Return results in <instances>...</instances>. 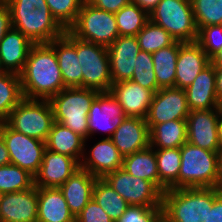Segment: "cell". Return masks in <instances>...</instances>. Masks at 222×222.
<instances>
[{
    "label": "cell",
    "mask_w": 222,
    "mask_h": 222,
    "mask_svg": "<svg viewBox=\"0 0 222 222\" xmlns=\"http://www.w3.org/2000/svg\"><path fill=\"white\" fill-rule=\"evenodd\" d=\"M23 97L49 100L66 88L57 55L49 43L33 44L20 74Z\"/></svg>",
    "instance_id": "1"
},
{
    "label": "cell",
    "mask_w": 222,
    "mask_h": 222,
    "mask_svg": "<svg viewBox=\"0 0 222 222\" xmlns=\"http://www.w3.org/2000/svg\"><path fill=\"white\" fill-rule=\"evenodd\" d=\"M11 14L12 28L34 44L50 43L65 30L53 18L45 0H3Z\"/></svg>",
    "instance_id": "2"
},
{
    "label": "cell",
    "mask_w": 222,
    "mask_h": 222,
    "mask_svg": "<svg viewBox=\"0 0 222 222\" xmlns=\"http://www.w3.org/2000/svg\"><path fill=\"white\" fill-rule=\"evenodd\" d=\"M219 195L215 188L167 189L163 193L162 215L169 222H204Z\"/></svg>",
    "instance_id": "3"
},
{
    "label": "cell",
    "mask_w": 222,
    "mask_h": 222,
    "mask_svg": "<svg viewBox=\"0 0 222 222\" xmlns=\"http://www.w3.org/2000/svg\"><path fill=\"white\" fill-rule=\"evenodd\" d=\"M98 93L96 90L87 88H64L49 99L54 121L70 128L88 141V113Z\"/></svg>",
    "instance_id": "4"
},
{
    "label": "cell",
    "mask_w": 222,
    "mask_h": 222,
    "mask_svg": "<svg viewBox=\"0 0 222 222\" xmlns=\"http://www.w3.org/2000/svg\"><path fill=\"white\" fill-rule=\"evenodd\" d=\"M180 154L178 189L215 187L218 152L186 142L180 147Z\"/></svg>",
    "instance_id": "5"
},
{
    "label": "cell",
    "mask_w": 222,
    "mask_h": 222,
    "mask_svg": "<svg viewBox=\"0 0 222 222\" xmlns=\"http://www.w3.org/2000/svg\"><path fill=\"white\" fill-rule=\"evenodd\" d=\"M11 129L46 142L54 123L49 100L23 98L4 121Z\"/></svg>",
    "instance_id": "6"
},
{
    "label": "cell",
    "mask_w": 222,
    "mask_h": 222,
    "mask_svg": "<svg viewBox=\"0 0 222 222\" xmlns=\"http://www.w3.org/2000/svg\"><path fill=\"white\" fill-rule=\"evenodd\" d=\"M149 20L176 41L195 42L198 38L191 0H161L149 14Z\"/></svg>",
    "instance_id": "7"
},
{
    "label": "cell",
    "mask_w": 222,
    "mask_h": 222,
    "mask_svg": "<svg viewBox=\"0 0 222 222\" xmlns=\"http://www.w3.org/2000/svg\"><path fill=\"white\" fill-rule=\"evenodd\" d=\"M68 31L78 39L106 47L119 37L114 13L95 8L87 0Z\"/></svg>",
    "instance_id": "8"
},
{
    "label": "cell",
    "mask_w": 222,
    "mask_h": 222,
    "mask_svg": "<svg viewBox=\"0 0 222 222\" xmlns=\"http://www.w3.org/2000/svg\"><path fill=\"white\" fill-rule=\"evenodd\" d=\"M76 51L82 69V88L109 92L112 79L107 47L76 37Z\"/></svg>",
    "instance_id": "9"
},
{
    "label": "cell",
    "mask_w": 222,
    "mask_h": 222,
    "mask_svg": "<svg viewBox=\"0 0 222 222\" xmlns=\"http://www.w3.org/2000/svg\"><path fill=\"white\" fill-rule=\"evenodd\" d=\"M104 179L129 205L162 207L163 192L153 183L119 168Z\"/></svg>",
    "instance_id": "10"
},
{
    "label": "cell",
    "mask_w": 222,
    "mask_h": 222,
    "mask_svg": "<svg viewBox=\"0 0 222 222\" xmlns=\"http://www.w3.org/2000/svg\"><path fill=\"white\" fill-rule=\"evenodd\" d=\"M0 135L9 151L10 164L35 176L43 159L46 142L16 132L5 122H0Z\"/></svg>",
    "instance_id": "11"
},
{
    "label": "cell",
    "mask_w": 222,
    "mask_h": 222,
    "mask_svg": "<svg viewBox=\"0 0 222 222\" xmlns=\"http://www.w3.org/2000/svg\"><path fill=\"white\" fill-rule=\"evenodd\" d=\"M189 113L185 89L161 88L154 93L146 123L150 129L155 124L171 120H186Z\"/></svg>",
    "instance_id": "12"
},
{
    "label": "cell",
    "mask_w": 222,
    "mask_h": 222,
    "mask_svg": "<svg viewBox=\"0 0 222 222\" xmlns=\"http://www.w3.org/2000/svg\"><path fill=\"white\" fill-rule=\"evenodd\" d=\"M220 108L190 111L187 122V142L200 148L218 152V123Z\"/></svg>",
    "instance_id": "13"
},
{
    "label": "cell",
    "mask_w": 222,
    "mask_h": 222,
    "mask_svg": "<svg viewBox=\"0 0 222 222\" xmlns=\"http://www.w3.org/2000/svg\"><path fill=\"white\" fill-rule=\"evenodd\" d=\"M126 117L123 107L110 92L98 93L88 113L89 136L101 130L111 138Z\"/></svg>",
    "instance_id": "14"
},
{
    "label": "cell",
    "mask_w": 222,
    "mask_h": 222,
    "mask_svg": "<svg viewBox=\"0 0 222 222\" xmlns=\"http://www.w3.org/2000/svg\"><path fill=\"white\" fill-rule=\"evenodd\" d=\"M79 168L80 164L74 158L45 149L39 171L34 176V185L59 188Z\"/></svg>",
    "instance_id": "15"
},
{
    "label": "cell",
    "mask_w": 222,
    "mask_h": 222,
    "mask_svg": "<svg viewBox=\"0 0 222 222\" xmlns=\"http://www.w3.org/2000/svg\"><path fill=\"white\" fill-rule=\"evenodd\" d=\"M107 49L112 83L131 80L140 51L136 36H119Z\"/></svg>",
    "instance_id": "16"
},
{
    "label": "cell",
    "mask_w": 222,
    "mask_h": 222,
    "mask_svg": "<svg viewBox=\"0 0 222 222\" xmlns=\"http://www.w3.org/2000/svg\"><path fill=\"white\" fill-rule=\"evenodd\" d=\"M37 187L4 193L0 204V222H37Z\"/></svg>",
    "instance_id": "17"
},
{
    "label": "cell",
    "mask_w": 222,
    "mask_h": 222,
    "mask_svg": "<svg viewBox=\"0 0 222 222\" xmlns=\"http://www.w3.org/2000/svg\"><path fill=\"white\" fill-rule=\"evenodd\" d=\"M88 153L89 155L83 154L80 168L96 178H104L107 174L122 168L123 156L111 138H103L93 145Z\"/></svg>",
    "instance_id": "18"
},
{
    "label": "cell",
    "mask_w": 222,
    "mask_h": 222,
    "mask_svg": "<svg viewBox=\"0 0 222 222\" xmlns=\"http://www.w3.org/2000/svg\"><path fill=\"white\" fill-rule=\"evenodd\" d=\"M123 107L127 117L146 119L154 92L131 80L112 83L109 91Z\"/></svg>",
    "instance_id": "19"
},
{
    "label": "cell",
    "mask_w": 222,
    "mask_h": 222,
    "mask_svg": "<svg viewBox=\"0 0 222 222\" xmlns=\"http://www.w3.org/2000/svg\"><path fill=\"white\" fill-rule=\"evenodd\" d=\"M210 63L211 59L196 41L182 43L177 56L175 87L186 89Z\"/></svg>",
    "instance_id": "20"
},
{
    "label": "cell",
    "mask_w": 222,
    "mask_h": 222,
    "mask_svg": "<svg viewBox=\"0 0 222 222\" xmlns=\"http://www.w3.org/2000/svg\"><path fill=\"white\" fill-rule=\"evenodd\" d=\"M120 154L125 157L150 146V132L146 119L126 117L111 137Z\"/></svg>",
    "instance_id": "21"
},
{
    "label": "cell",
    "mask_w": 222,
    "mask_h": 222,
    "mask_svg": "<svg viewBox=\"0 0 222 222\" xmlns=\"http://www.w3.org/2000/svg\"><path fill=\"white\" fill-rule=\"evenodd\" d=\"M56 52L62 79L66 88H82V69L76 51V37L68 30L49 43Z\"/></svg>",
    "instance_id": "22"
},
{
    "label": "cell",
    "mask_w": 222,
    "mask_h": 222,
    "mask_svg": "<svg viewBox=\"0 0 222 222\" xmlns=\"http://www.w3.org/2000/svg\"><path fill=\"white\" fill-rule=\"evenodd\" d=\"M190 111L219 108L216 93L215 65L211 62L205 67L192 84L185 89Z\"/></svg>",
    "instance_id": "23"
},
{
    "label": "cell",
    "mask_w": 222,
    "mask_h": 222,
    "mask_svg": "<svg viewBox=\"0 0 222 222\" xmlns=\"http://www.w3.org/2000/svg\"><path fill=\"white\" fill-rule=\"evenodd\" d=\"M33 44L21 31L11 28L0 41V61L4 71L20 75Z\"/></svg>",
    "instance_id": "24"
},
{
    "label": "cell",
    "mask_w": 222,
    "mask_h": 222,
    "mask_svg": "<svg viewBox=\"0 0 222 222\" xmlns=\"http://www.w3.org/2000/svg\"><path fill=\"white\" fill-rule=\"evenodd\" d=\"M96 179L85 169L79 168L59 187L75 218L92 199Z\"/></svg>",
    "instance_id": "25"
},
{
    "label": "cell",
    "mask_w": 222,
    "mask_h": 222,
    "mask_svg": "<svg viewBox=\"0 0 222 222\" xmlns=\"http://www.w3.org/2000/svg\"><path fill=\"white\" fill-rule=\"evenodd\" d=\"M37 222H75L62 191L57 187H37Z\"/></svg>",
    "instance_id": "26"
},
{
    "label": "cell",
    "mask_w": 222,
    "mask_h": 222,
    "mask_svg": "<svg viewBox=\"0 0 222 222\" xmlns=\"http://www.w3.org/2000/svg\"><path fill=\"white\" fill-rule=\"evenodd\" d=\"M86 141L70 128L54 121L46 140V149L74 158L79 164L86 152Z\"/></svg>",
    "instance_id": "27"
},
{
    "label": "cell",
    "mask_w": 222,
    "mask_h": 222,
    "mask_svg": "<svg viewBox=\"0 0 222 222\" xmlns=\"http://www.w3.org/2000/svg\"><path fill=\"white\" fill-rule=\"evenodd\" d=\"M150 146L154 149L180 148L187 142L186 120L155 124L150 129Z\"/></svg>",
    "instance_id": "28"
},
{
    "label": "cell",
    "mask_w": 222,
    "mask_h": 222,
    "mask_svg": "<svg viewBox=\"0 0 222 222\" xmlns=\"http://www.w3.org/2000/svg\"><path fill=\"white\" fill-rule=\"evenodd\" d=\"M122 169L130 175L153 182L159 188L157 159L151 146L123 157Z\"/></svg>",
    "instance_id": "29"
},
{
    "label": "cell",
    "mask_w": 222,
    "mask_h": 222,
    "mask_svg": "<svg viewBox=\"0 0 222 222\" xmlns=\"http://www.w3.org/2000/svg\"><path fill=\"white\" fill-rule=\"evenodd\" d=\"M182 43L175 41L172 45L152 53L155 77L160 89L175 87L177 56Z\"/></svg>",
    "instance_id": "30"
},
{
    "label": "cell",
    "mask_w": 222,
    "mask_h": 222,
    "mask_svg": "<svg viewBox=\"0 0 222 222\" xmlns=\"http://www.w3.org/2000/svg\"><path fill=\"white\" fill-rule=\"evenodd\" d=\"M159 173V189H178V175L181 166L180 148L155 149Z\"/></svg>",
    "instance_id": "31"
},
{
    "label": "cell",
    "mask_w": 222,
    "mask_h": 222,
    "mask_svg": "<svg viewBox=\"0 0 222 222\" xmlns=\"http://www.w3.org/2000/svg\"><path fill=\"white\" fill-rule=\"evenodd\" d=\"M98 205L116 222L127 210L129 204L104 178H97L93 188V197Z\"/></svg>",
    "instance_id": "32"
},
{
    "label": "cell",
    "mask_w": 222,
    "mask_h": 222,
    "mask_svg": "<svg viewBox=\"0 0 222 222\" xmlns=\"http://www.w3.org/2000/svg\"><path fill=\"white\" fill-rule=\"evenodd\" d=\"M23 98L20 75L11 72L0 74V122L8 118Z\"/></svg>",
    "instance_id": "33"
},
{
    "label": "cell",
    "mask_w": 222,
    "mask_h": 222,
    "mask_svg": "<svg viewBox=\"0 0 222 222\" xmlns=\"http://www.w3.org/2000/svg\"><path fill=\"white\" fill-rule=\"evenodd\" d=\"M114 15L119 36H136L149 21V15L133 2L122 7Z\"/></svg>",
    "instance_id": "34"
},
{
    "label": "cell",
    "mask_w": 222,
    "mask_h": 222,
    "mask_svg": "<svg viewBox=\"0 0 222 222\" xmlns=\"http://www.w3.org/2000/svg\"><path fill=\"white\" fill-rule=\"evenodd\" d=\"M34 186V176L19 166H0V192L12 193L28 190Z\"/></svg>",
    "instance_id": "35"
},
{
    "label": "cell",
    "mask_w": 222,
    "mask_h": 222,
    "mask_svg": "<svg viewBox=\"0 0 222 222\" xmlns=\"http://www.w3.org/2000/svg\"><path fill=\"white\" fill-rule=\"evenodd\" d=\"M136 38L140 50L149 53L168 47L176 41L165 29L152 23L150 20L136 35Z\"/></svg>",
    "instance_id": "36"
},
{
    "label": "cell",
    "mask_w": 222,
    "mask_h": 222,
    "mask_svg": "<svg viewBox=\"0 0 222 222\" xmlns=\"http://www.w3.org/2000/svg\"><path fill=\"white\" fill-rule=\"evenodd\" d=\"M197 29L219 25L222 21V0H191Z\"/></svg>",
    "instance_id": "37"
},
{
    "label": "cell",
    "mask_w": 222,
    "mask_h": 222,
    "mask_svg": "<svg viewBox=\"0 0 222 222\" xmlns=\"http://www.w3.org/2000/svg\"><path fill=\"white\" fill-rule=\"evenodd\" d=\"M134 72L131 81L140 84L145 89H150L154 93L160 88L157 85L152 53L140 50L136 56Z\"/></svg>",
    "instance_id": "38"
},
{
    "label": "cell",
    "mask_w": 222,
    "mask_h": 222,
    "mask_svg": "<svg viewBox=\"0 0 222 222\" xmlns=\"http://www.w3.org/2000/svg\"><path fill=\"white\" fill-rule=\"evenodd\" d=\"M53 18L66 31L75 22L85 0H45Z\"/></svg>",
    "instance_id": "39"
},
{
    "label": "cell",
    "mask_w": 222,
    "mask_h": 222,
    "mask_svg": "<svg viewBox=\"0 0 222 222\" xmlns=\"http://www.w3.org/2000/svg\"><path fill=\"white\" fill-rule=\"evenodd\" d=\"M196 42L206 55L212 59L222 48V29L220 25H208L198 30Z\"/></svg>",
    "instance_id": "40"
},
{
    "label": "cell",
    "mask_w": 222,
    "mask_h": 222,
    "mask_svg": "<svg viewBox=\"0 0 222 222\" xmlns=\"http://www.w3.org/2000/svg\"><path fill=\"white\" fill-rule=\"evenodd\" d=\"M162 216V207L129 205L116 222H157Z\"/></svg>",
    "instance_id": "41"
},
{
    "label": "cell",
    "mask_w": 222,
    "mask_h": 222,
    "mask_svg": "<svg viewBox=\"0 0 222 222\" xmlns=\"http://www.w3.org/2000/svg\"><path fill=\"white\" fill-rule=\"evenodd\" d=\"M75 222H114L92 198L76 216Z\"/></svg>",
    "instance_id": "42"
},
{
    "label": "cell",
    "mask_w": 222,
    "mask_h": 222,
    "mask_svg": "<svg viewBox=\"0 0 222 222\" xmlns=\"http://www.w3.org/2000/svg\"><path fill=\"white\" fill-rule=\"evenodd\" d=\"M91 5L100 10L116 13L132 0H87Z\"/></svg>",
    "instance_id": "43"
},
{
    "label": "cell",
    "mask_w": 222,
    "mask_h": 222,
    "mask_svg": "<svg viewBox=\"0 0 222 222\" xmlns=\"http://www.w3.org/2000/svg\"><path fill=\"white\" fill-rule=\"evenodd\" d=\"M12 28L11 14L8 6L0 0V41L5 34Z\"/></svg>",
    "instance_id": "44"
},
{
    "label": "cell",
    "mask_w": 222,
    "mask_h": 222,
    "mask_svg": "<svg viewBox=\"0 0 222 222\" xmlns=\"http://www.w3.org/2000/svg\"><path fill=\"white\" fill-rule=\"evenodd\" d=\"M204 222H222V194L214 200L212 208L208 209Z\"/></svg>",
    "instance_id": "45"
},
{
    "label": "cell",
    "mask_w": 222,
    "mask_h": 222,
    "mask_svg": "<svg viewBox=\"0 0 222 222\" xmlns=\"http://www.w3.org/2000/svg\"><path fill=\"white\" fill-rule=\"evenodd\" d=\"M161 0H132L134 4H137L148 15L154 10Z\"/></svg>",
    "instance_id": "46"
},
{
    "label": "cell",
    "mask_w": 222,
    "mask_h": 222,
    "mask_svg": "<svg viewBox=\"0 0 222 222\" xmlns=\"http://www.w3.org/2000/svg\"><path fill=\"white\" fill-rule=\"evenodd\" d=\"M220 194H222V148L218 151L217 158V180L214 187Z\"/></svg>",
    "instance_id": "47"
},
{
    "label": "cell",
    "mask_w": 222,
    "mask_h": 222,
    "mask_svg": "<svg viewBox=\"0 0 222 222\" xmlns=\"http://www.w3.org/2000/svg\"><path fill=\"white\" fill-rule=\"evenodd\" d=\"M8 164H10L9 151L7 150L5 141L0 135V166H5Z\"/></svg>",
    "instance_id": "48"
},
{
    "label": "cell",
    "mask_w": 222,
    "mask_h": 222,
    "mask_svg": "<svg viewBox=\"0 0 222 222\" xmlns=\"http://www.w3.org/2000/svg\"><path fill=\"white\" fill-rule=\"evenodd\" d=\"M216 93L219 103L222 102V66H215Z\"/></svg>",
    "instance_id": "49"
},
{
    "label": "cell",
    "mask_w": 222,
    "mask_h": 222,
    "mask_svg": "<svg viewBox=\"0 0 222 222\" xmlns=\"http://www.w3.org/2000/svg\"><path fill=\"white\" fill-rule=\"evenodd\" d=\"M211 62L215 66H222V48L221 50L211 59Z\"/></svg>",
    "instance_id": "50"
},
{
    "label": "cell",
    "mask_w": 222,
    "mask_h": 222,
    "mask_svg": "<svg viewBox=\"0 0 222 222\" xmlns=\"http://www.w3.org/2000/svg\"><path fill=\"white\" fill-rule=\"evenodd\" d=\"M218 142H219L220 148H222V116L218 123Z\"/></svg>",
    "instance_id": "51"
},
{
    "label": "cell",
    "mask_w": 222,
    "mask_h": 222,
    "mask_svg": "<svg viewBox=\"0 0 222 222\" xmlns=\"http://www.w3.org/2000/svg\"><path fill=\"white\" fill-rule=\"evenodd\" d=\"M157 222H169V221L162 215Z\"/></svg>",
    "instance_id": "52"
},
{
    "label": "cell",
    "mask_w": 222,
    "mask_h": 222,
    "mask_svg": "<svg viewBox=\"0 0 222 222\" xmlns=\"http://www.w3.org/2000/svg\"><path fill=\"white\" fill-rule=\"evenodd\" d=\"M5 71H4V69H3V67H2V65H1V61H0V74H2V73H4Z\"/></svg>",
    "instance_id": "53"
},
{
    "label": "cell",
    "mask_w": 222,
    "mask_h": 222,
    "mask_svg": "<svg viewBox=\"0 0 222 222\" xmlns=\"http://www.w3.org/2000/svg\"><path fill=\"white\" fill-rule=\"evenodd\" d=\"M3 195H4V193L0 192V204H1V201H2V198H3Z\"/></svg>",
    "instance_id": "54"
},
{
    "label": "cell",
    "mask_w": 222,
    "mask_h": 222,
    "mask_svg": "<svg viewBox=\"0 0 222 222\" xmlns=\"http://www.w3.org/2000/svg\"><path fill=\"white\" fill-rule=\"evenodd\" d=\"M219 108H220V113H221V116H222V102L220 103Z\"/></svg>",
    "instance_id": "55"
}]
</instances>
